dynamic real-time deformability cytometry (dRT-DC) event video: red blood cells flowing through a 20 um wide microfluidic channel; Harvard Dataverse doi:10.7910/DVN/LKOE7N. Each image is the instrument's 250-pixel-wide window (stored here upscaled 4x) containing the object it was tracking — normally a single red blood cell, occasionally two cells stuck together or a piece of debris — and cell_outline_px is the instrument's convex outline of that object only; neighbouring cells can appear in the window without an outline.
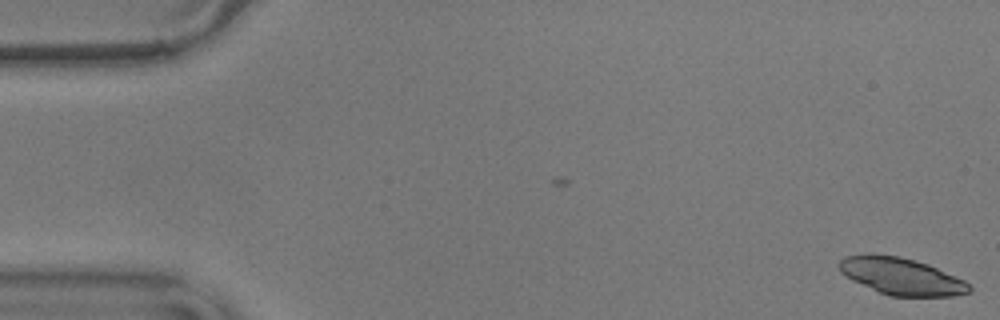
{"species": "common noctule bat (a hibernating species)", "species_latin": "Nyctalus noctula", "temperature_condition": "warm", "stored_images_in_passage": 3, "camera_frame_rate_fps": 3000, "um_per_image_px": 0.085, "animal": {"sex": "male", "body_mass_g": 17.9}, "frame": {"image": 1, "passage_image": 3, "time_ms": 0.667, "image_size_px": [1000, 320], "cell_outline_px": [[972, 288], [968, 292], [952, 296], [888, 296], [852, 280], [840, 272], [836, 264], [844, 256], [868, 252], [900, 256], [916, 260], [928, 264], [964, 280]], "centroid_in_image_um": [76.54, 23.45], "position_along_channel_um": 8.5, "area_um2": 28.32}}